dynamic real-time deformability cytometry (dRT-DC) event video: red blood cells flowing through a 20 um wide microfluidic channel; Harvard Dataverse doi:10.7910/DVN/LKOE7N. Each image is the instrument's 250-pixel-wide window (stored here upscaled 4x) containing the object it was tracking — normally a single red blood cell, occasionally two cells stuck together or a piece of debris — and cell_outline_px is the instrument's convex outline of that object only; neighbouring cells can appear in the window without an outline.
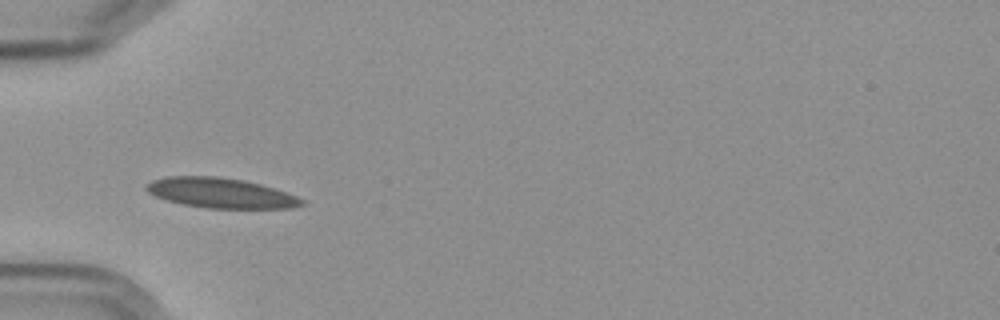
{"species": "Egyptian fruit bat (a non-hibernating species)", "species_latin": "Rousettus aegyptiacus", "temperature_condition": "cold", "stored_images_in_passage": 5, "camera_frame_rate_fps": 3000, "um_per_image_px": 0.085, "frame": {"image": 1, "passage_image": 1, "time_ms": 0.0, "image_size_px": [1000, 320], "cell_outline_px": [[304, 204], [292, 208], [204, 208], [184, 204], [168, 200], [156, 196], [148, 192], [144, 188], [144, 184], [152, 180], [168, 176], [216, 176], [244, 180], [260, 184], [296, 196], [304, 200]], "centroid_in_image_um": [18.72, 16.4], "position_along_channel_um": 66.3, "area_um2": 27.05}}
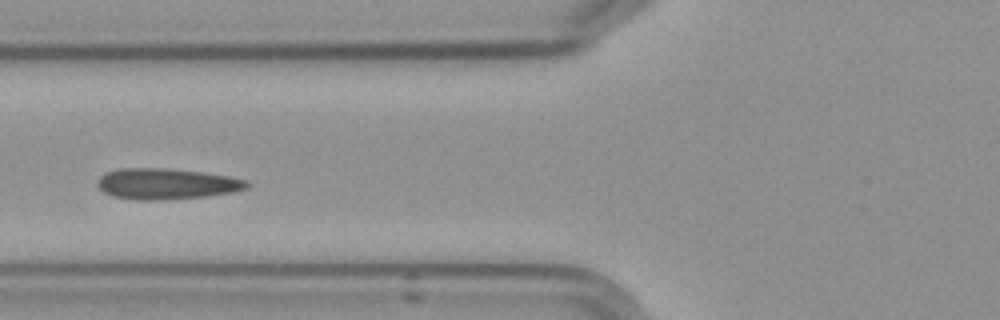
{"frame": {"image": 2, "passage_image": 2, "time_ms": 1.333, "image_size_px": [1000, 320], "cell_outline_px": [[252, 184], [248, 188], [232, 192], [208, 196], [164, 200], [136, 200], [112, 196], [104, 192], [96, 184], [96, 180], [104, 172], [120, 168], [164, 168], [200, 172], [228, 176], [248, 180]], "centroid_in_image_um": [14.14, 15.63], "position_along_channel_um": 111.7, "area_um2": 27.17}}
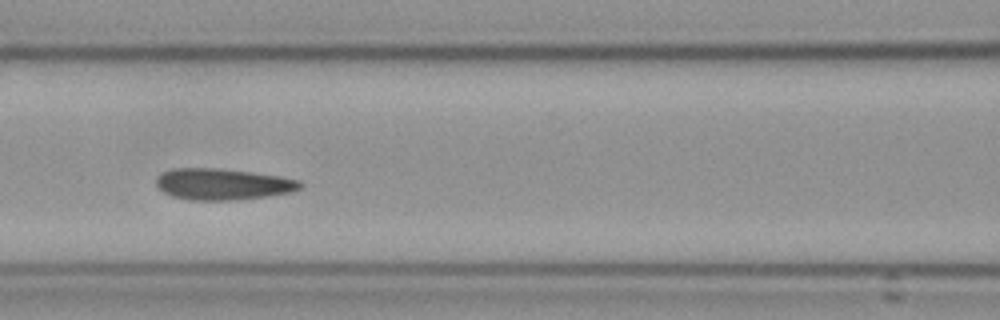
{"frame": {"image": 3, "passage_image": 3, "time_ms": 2.333, "image_size_px": [1000, 320], "cell_outline_px": [[304, 184], [300, 188], [292, 192], [268, 196], [240, 200], [188, 200], [172, 196], [156, 188], [156, 176], [164, 172], [176, 168], [216, 168], [252, 172], [280, 176], [300, 180]], "centroid_in_image_um": [18.94, 15.66], "position_along_channel_um": 147.7, "area_um2": 26.53}}